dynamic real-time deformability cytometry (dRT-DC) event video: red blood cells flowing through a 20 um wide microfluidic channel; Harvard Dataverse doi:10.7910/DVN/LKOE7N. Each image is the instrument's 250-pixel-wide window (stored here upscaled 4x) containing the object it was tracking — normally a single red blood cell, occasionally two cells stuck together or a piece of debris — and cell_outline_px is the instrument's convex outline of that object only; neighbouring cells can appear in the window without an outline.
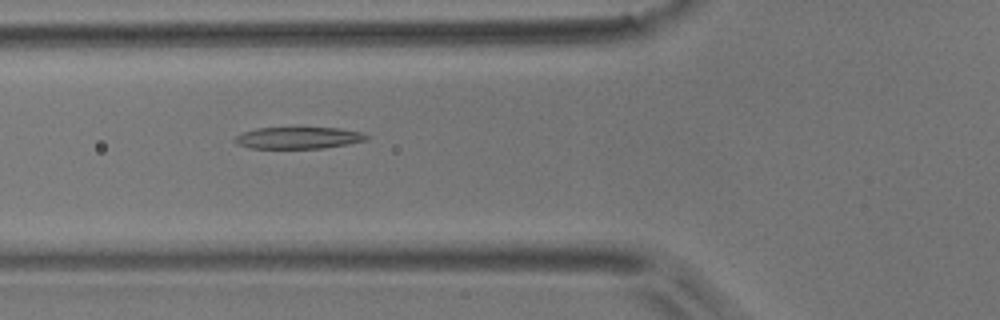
{"species": "common noctule bat (a hibernating species)", "species_latin": "Nyctalus noctula", "temperature_condition": "room temperature", "stored_images_in_passage": 53, "camera_frame_rate_fps": 3000, "um_per_image_px": 0.085, "animal": {"sex": "male", "body_mass_g": 17.9}, "frame": {"image": 1, "passage_image": 19, "time_ms": 6.0, "image_size_px": [1000, 320], "cell_outline_px": [[368, 140], [348, 144], [324, 148], [252, 148], [236, 144], [232, 140], [236, 136], [244, 132], [256, 128], [340, 128], [360, 132], [368, 136]], "centroid_in_image_um": [25.35, 11.72], "position_along_channel_um": 100.4, "area_um2": 16.59}}
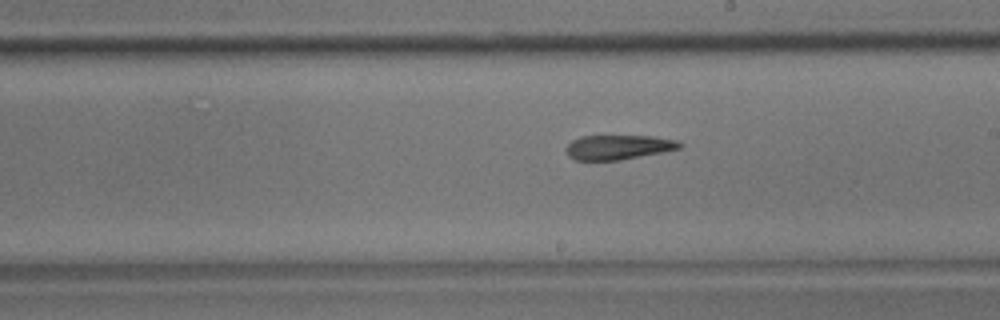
{"frame": {"image": 2, "passage_image": 30, "time_ms": 9.667, "image_size_px": [1000, 320], "cell_outline_px": [[684, 144], [680, 148], [620, 160], [576, 160], [568, 156], [564, 148], [572, 140], [580, 136], [652, 136], [676, 140]], "centroid_in_image_um": [52.51, 12.51], "position_along_channel_um": 236.5, "area_um2": 16.18}}
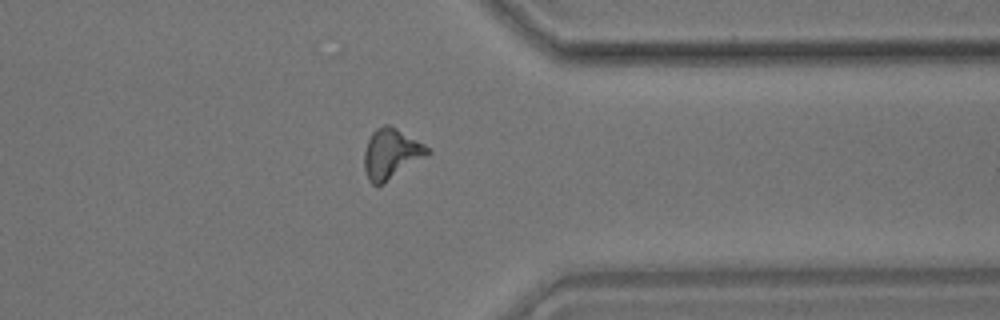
{"frame": {"image": 3, "passage_image": 42, "time_ms": 13.667, "image_size_px": [1000, 320], "cell_outline_px": [[432, 152], [384, 184], [372, 184], [368, 180], [364, 168], [364, 152], [368, 140], [372, 132], [376, 128], [384, 124], [388, 124], [396, 128], [424, 144]], "centroid_in_image_um": [33.23, 13.07], "position_along_channel_um": 378.2, "area_um2": 18.38}, "authors_computed_cell_mechanics": {"area_um2": 17.5712, "velocity_mm_per_s": 3.6994, "shape_relaxation_time_tau1_ms": null, "shape_relaxation_time_tau2_ms": 6.6376, "deformation_change_tau1": null, "deformation_change_tau2": 0.178}}